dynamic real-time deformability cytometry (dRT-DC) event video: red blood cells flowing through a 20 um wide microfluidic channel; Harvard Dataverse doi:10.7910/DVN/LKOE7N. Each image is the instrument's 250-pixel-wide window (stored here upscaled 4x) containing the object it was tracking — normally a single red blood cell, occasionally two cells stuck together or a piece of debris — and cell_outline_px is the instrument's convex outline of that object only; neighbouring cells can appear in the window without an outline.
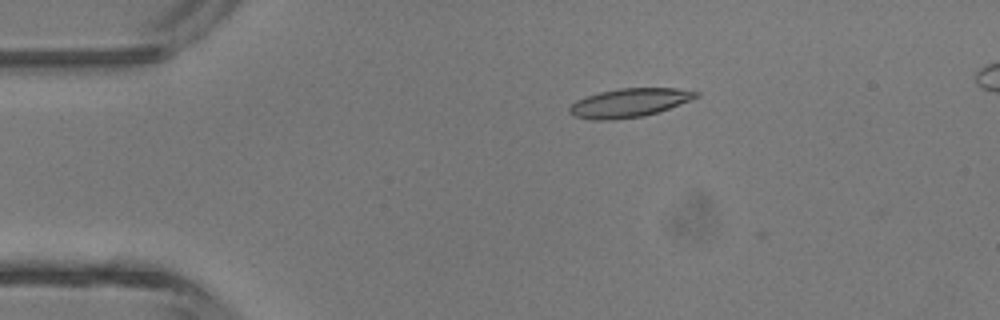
{"species": "common noctule bat (a hibernating species)", "species_latin": "Nyctalus noctula", "temperature_condition": "room temperature", "stored_images_in_passage": 3, "camera_frame_rate_fps": 3000, "um_per_image_px": 0.085, "animal": {"sex": "male", "body_mass_g": 13.3}, "frame": {"image": 1, "passage_image": 1, "time_ms": 0.0, "image_size_px": [1000, 320], "cell_outline_px": [[700, 96], [692, 100], [660, 112], [644, 116], [612, 120], [592, 120], [572, 116], [568, 112], [568, 108], [576, 100], [600, 92], [620, 88], [676, 88], [700, 92]], "centroid_in_image_um": [53.51, 8.75], "position_along_channel_um": 31.5, "area_um2": 21.44}}